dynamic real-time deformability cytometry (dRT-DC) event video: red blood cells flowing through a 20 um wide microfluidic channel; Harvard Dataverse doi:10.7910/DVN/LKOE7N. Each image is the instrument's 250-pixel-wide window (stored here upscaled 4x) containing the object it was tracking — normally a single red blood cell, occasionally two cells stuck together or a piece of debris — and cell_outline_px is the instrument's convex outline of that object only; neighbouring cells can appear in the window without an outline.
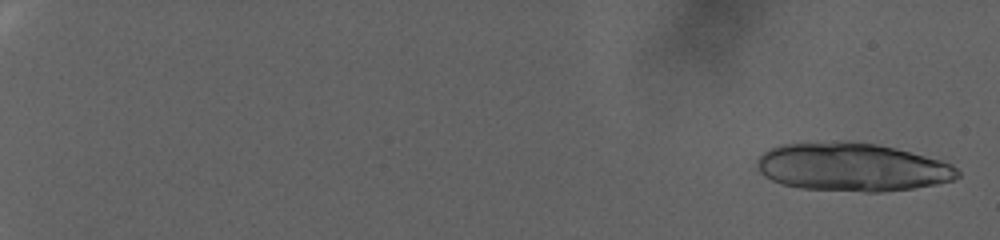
{"species": "human", "species_latin": "Homo sapiens", "temperature_condition": "warm", "stored_images_in_passage": 39, "camera_frame_rate_fps": 3000, "um_per_image_px": 0.085, "donor": {"sex": "female"}, "frame": {"image": 1, "passage_image": 3, "time_ms": 0.667, "image_size_px": [1000, 240], "cell_outline_px": [[960, 176], [952, 180], [936, 184], [912, 188], [880, 192], [864, 192], [800, 188], [784, 184], [772, 180], [764, 176], [760, 172], [756, 164], [756, 160], [764, 152], [780, 144], [844, 140], [848, 140], [876, 144], [896, 148], [940, 160], [952, 164], [960, 172]], "centroid_in_image_um": [72.42, 14.19], "position_along_channel_um": 12.6, "area_um2": 56.64}}
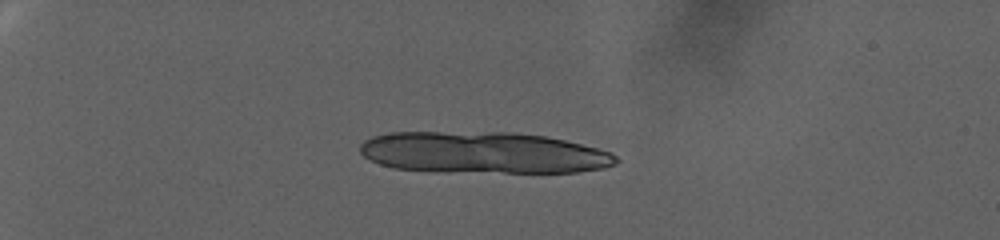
{"frame": {"image": 2, "passage_image": 28, "time_ms": 9.0, "image_size_px": [1000, 240], "cell_outline_px": [[620, 160], [616, 164], [604, 168], [576, 172], [504, 172], [392, 168], [368, 160], [360, 152], [360, 144], [364, 140], [372, 136], [392, 132], [516, 132], [548, 136], [612, 152]], "centroid_in_image_um": [41.1, 12.95], "position_along_channel_um": 43.9, "area_um2": 61.67}}